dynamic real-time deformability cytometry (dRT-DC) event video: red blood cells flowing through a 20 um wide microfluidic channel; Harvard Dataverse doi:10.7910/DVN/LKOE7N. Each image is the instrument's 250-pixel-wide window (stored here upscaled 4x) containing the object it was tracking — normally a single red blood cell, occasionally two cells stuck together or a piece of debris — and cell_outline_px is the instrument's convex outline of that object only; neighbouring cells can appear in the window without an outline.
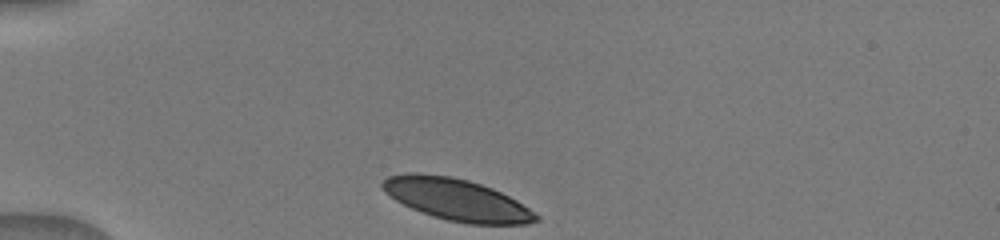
{"species": "human", "species_latin": "Homo sapiens", "temperature_condition": "warm", "stored_images_in_passage": 21, "camera_frame_rate_fps": 3000, "um_per_image_px": 0.085, "donor": {"sex": "male"}, "frame": {"image": 1, "passage_image": 1, "time_ms": 0.0, "image_size_px": [1000, 240], "cell_outline_px": [[540, 220], [528, 224], [468, 224], [448, 220], [432, 216], [412, 208], [396, 200], [384, 192], [380, 184], [388, 176], [408, 172], [420, 172], [452, 176], [468, 180], [492, 188], [516, 200], [540, 216]], "centroid_in_image_um": [38.8, 16.95], "position_along_channel_um": 46.2, "area_um2": 37.4}}
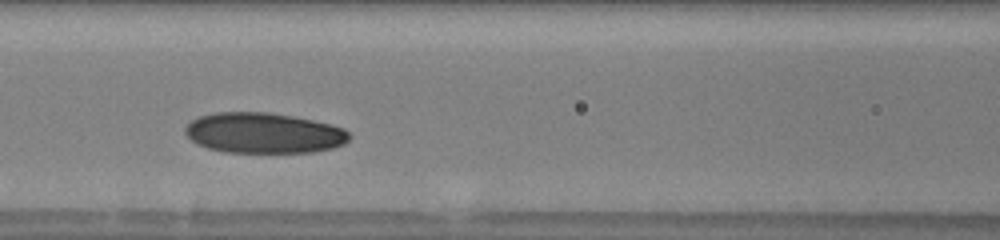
{"frame": {"image": 2, "passage_image": 8, "time_ms": 3.333, "image_size_px": [1000, 240], "cell_outline_px": [[352, 136], [344, 144], [332, 148], [312, 152], [224, 152], [208, 148], [196, 144], [184, 132], [184, 128], [192, 120], [200, 116], [216, 112], [268, 112], [292, 116], [332, 124], [344, 128]], "centroid_in_image_um": [22.42, 11.3], "position_along_channel_um": 144.2, "area_um2": 38.78}}
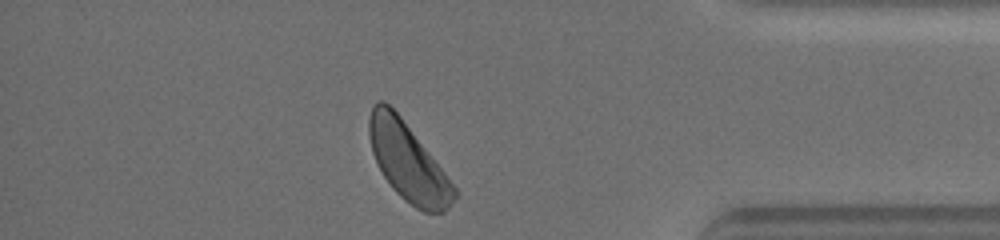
{"frame": {"image": 3, "passage_image": 20, "time_ms": 10.333, "image_size_px": [1000, 240], "cell_outline_px": [[456, 196], [448, 208], [444, 212], [424, 212], [416, 208], [404, 200], [392, 188], [384, 176], [372, 152], [368, 136], [368, 120], [372, 104], [380, 100], [384, 100], [400, 116], [444, 172], [456, 188]], "centroid_in_image_um": [34.64, 13.76], "position_along_channel_um": 400.6, "area_um2": 38.03}}